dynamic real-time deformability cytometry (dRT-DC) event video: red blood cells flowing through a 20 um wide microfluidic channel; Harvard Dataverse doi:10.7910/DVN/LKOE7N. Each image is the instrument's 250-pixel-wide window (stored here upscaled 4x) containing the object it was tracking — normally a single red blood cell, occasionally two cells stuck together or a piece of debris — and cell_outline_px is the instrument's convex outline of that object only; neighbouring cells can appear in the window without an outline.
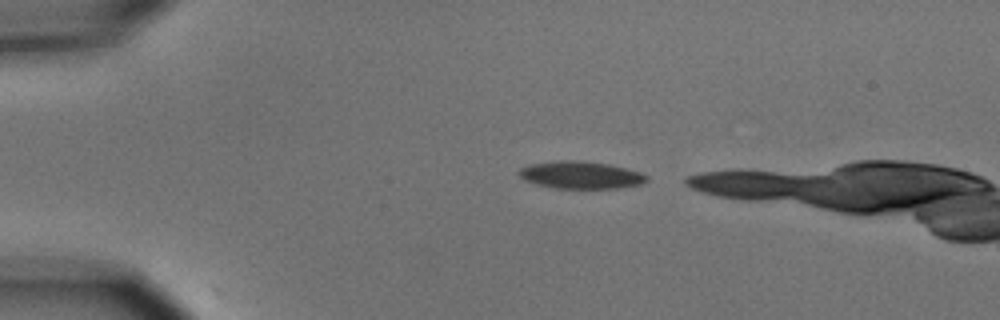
{"species": "common noctule bat (a hibernating species)", "species_latin": "Nyctalus noctula", "temperature_condition": "cold", "stored_images_in_passage": 2, "camera_frame_rate_fps": 3000, "um_per_image_px": 0.085, "animal": {"sex": "male", "body_mass_g": 15.6}, "frame": {"image": 1, "passage_image": 1, "time_ms": 0.0, "image_size_px": [1000, 320], "cell_outline_px": [[648, 180], [640, 184], [616, 188], [556, 188], [536, 184], [524, 180], [516, 172], [520, 168], [528, 164], [556, 160], [580, 160], [608, 164], [640, 172], [648, 176]], "centroid_in_image_um": [49.3, 14.86], "position_along_channel_um": 35.7, "area_um2": 20.4}}